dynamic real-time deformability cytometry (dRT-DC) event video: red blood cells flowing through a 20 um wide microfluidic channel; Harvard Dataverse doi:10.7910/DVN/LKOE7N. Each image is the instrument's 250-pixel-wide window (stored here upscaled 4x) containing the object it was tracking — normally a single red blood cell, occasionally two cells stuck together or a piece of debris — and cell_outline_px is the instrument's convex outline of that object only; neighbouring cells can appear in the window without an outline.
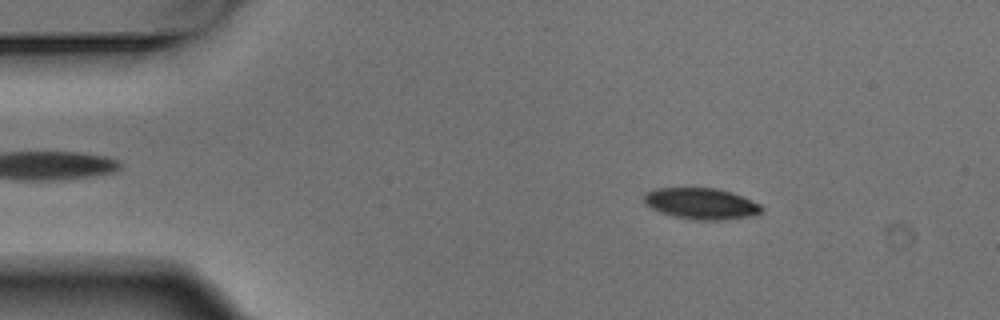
{"species": "Egyptian fruit bat (a non-hibernating species)", "species_latin": "Rousettus aegyptiacus", "temperature_condition": "warm", "stored_images_in_passage": 9, "camera_frame_rate_fps": 3000, "um_per_image_px": 0.085, "animal": {"sex": "male"}, "frame": {"image": 1, "passage_image": 1, "time_ms": 0.0, "image_size_px": [1000, 320], "cell_outline_px": [[764, 208], [760, 212], [752, 216], [724, 220], [692, 220], [660, 212], [644, 204], [644, 192], [652, 188], [716, 188], [732, 192], [760, 204]], "centroid_in_image_um": [59.58, 17.3], "position_along_channel_um": 25.4, "area_um2": 21.5}}
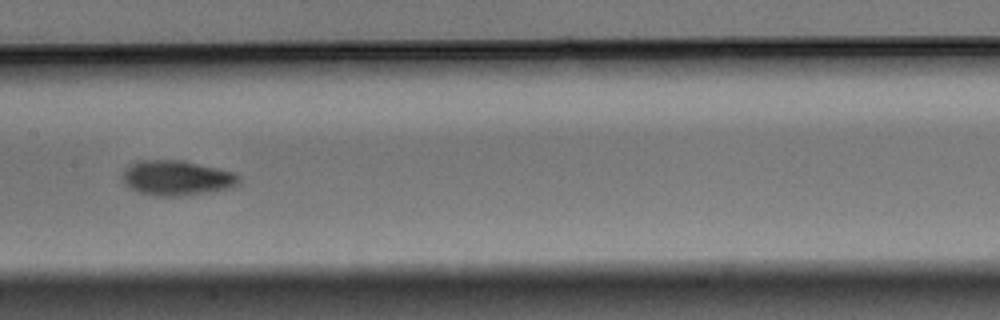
{"frame": {"image": 2, "passage_image": 6, "time_ms": 1.667, "image_size_px": [1000, 320], "cell_outline_px": [[240, 184], [236, 188], [180, 196], [156, 196], [140, 192], [128, 188], [124, 184], [124, 168], [128, 164], [136, 160], [176, 160], [220, 168], [236, 172], [240, 176]], "centroid_in_image_um": [15.07, 15.13], "position_along_channel_um": 192.3, "area_um2": 24.1}}
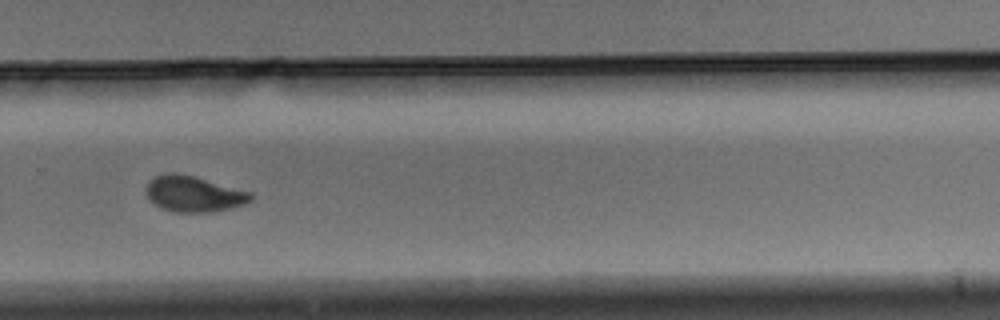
{"frame": {"image": 3, "passage_image": 9, "time_ms": 2.667, "image_size_px": [1000, 320], "cell_outline_px": [[252, 200], [244, 204], [212, 212], [172, 212], [160, 208], [148, 196], [148, 180], [156, 176], [168, 172], [172, 172], [192, 176], [252, 192]], "centroid_in_image_um": [16.48, 16.49], "position_along_channel_um": 313.3, "area_um2": 21.5}}